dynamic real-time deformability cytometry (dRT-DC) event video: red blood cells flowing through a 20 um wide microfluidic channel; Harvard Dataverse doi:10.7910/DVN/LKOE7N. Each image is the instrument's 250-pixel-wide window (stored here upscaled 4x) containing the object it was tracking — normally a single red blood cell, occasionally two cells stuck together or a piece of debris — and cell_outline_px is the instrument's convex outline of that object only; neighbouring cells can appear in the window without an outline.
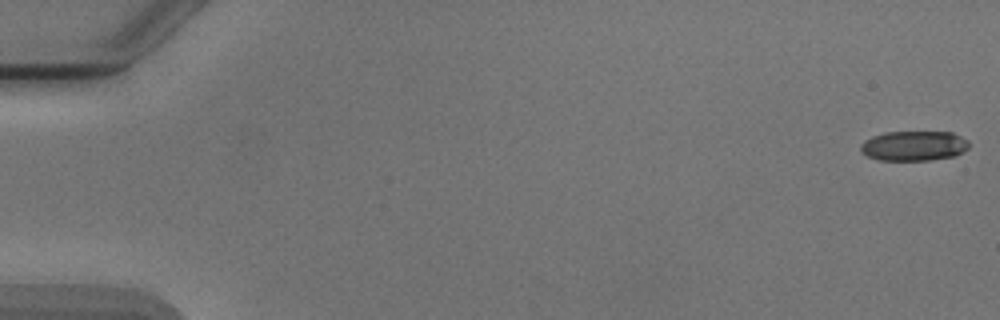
{"species": "Egyptian fruit bat (a non-hibernating species)", "species_latin": "Rousettus aegyptiacus", "temperature_condition": "cold", "stored_images_in_passage": 7, "camera_frame_rate_fps": 3000, "um_per_image_px": 0.085, "animal": {"sex": "male"}, "frame": {"image": 1, "passage_image": 1, "time_ms": 0.0, "image_size_px": [1000, 320], "cell_outline_px": [[968, 148], [956, 156], [928, 160], [880, 160], [868, 156], [860, 152], [860, 144], [864, 140], [872, 136], [884, 132], [952, 132], [968, 140]], "centroid_in_image_um": [77.66, 12.39], "position_along_channel_um": 7.3, "area_um2": 18.96}}
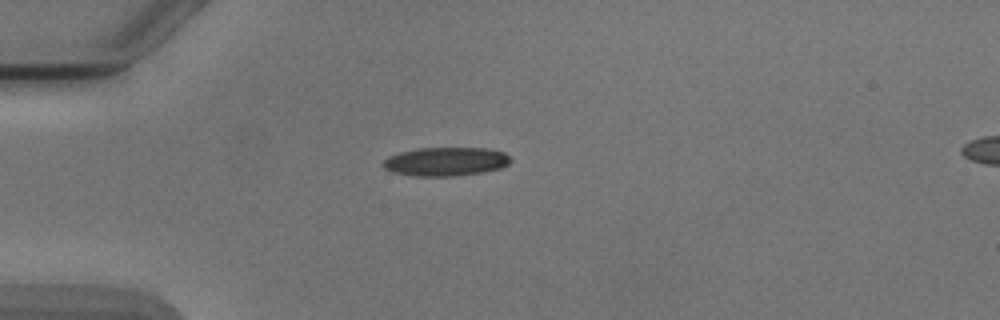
{"frame": {"image": 2, "passage_image": 5, "time_ms": 4.667, "image_size_px": [1000, 320], "cell_outline_px": [[512, 160], [508, 164], [500, 168], [480, 172], [452, 176], [416, 176], [392, 172], [384, 168], [380, 164], [388, 156], [400, 152], [416, 148], [488, 148], [504, 152]], "centroid_in_image_um": [37.85, 13.72], "position_along_channel_um": 47.1, "area_um2": 21.33}}
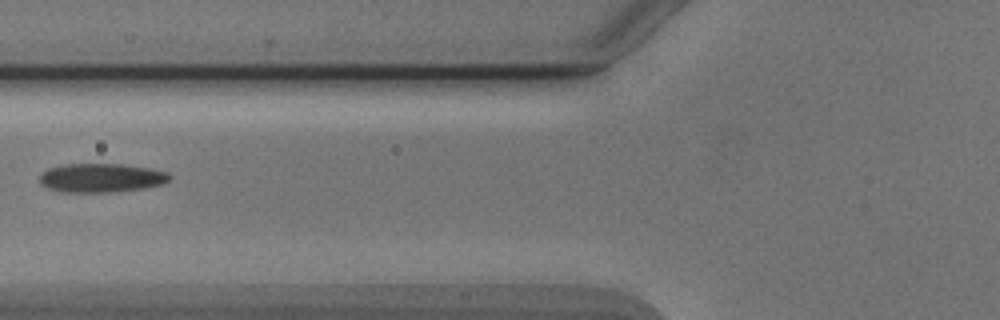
{"frame": {"image": 3, "passage_image": 7, "time_ms": 7.0, "image_size_px": [1000, 320], "cell_outline_px": [[172, 176], [164, 184], [144, 188], [108, 192], [60, 192], [48, 188], [40, 184], [40, 176], [48, 168], [64, 164], [120, 164], [148, 168], [168, 172]], "centroid_in_image_um": [8.6, 15.12], "position_along_channel_um": 117.2, "area_um2": 21.85}}